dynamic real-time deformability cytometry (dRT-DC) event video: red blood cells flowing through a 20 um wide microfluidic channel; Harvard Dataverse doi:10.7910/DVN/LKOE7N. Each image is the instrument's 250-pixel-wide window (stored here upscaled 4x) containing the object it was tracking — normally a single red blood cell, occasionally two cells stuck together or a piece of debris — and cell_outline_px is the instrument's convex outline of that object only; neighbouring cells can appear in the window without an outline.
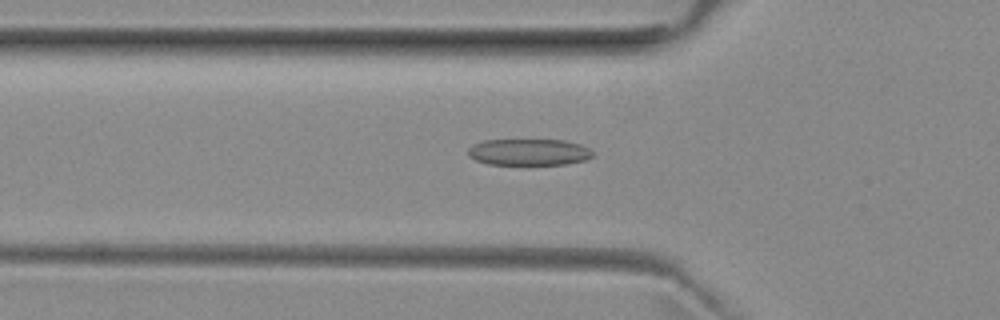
{"species": "common noctule bat (a hibernating species)", "species_latin": "Nyctalus noctula", "temperature_condition": "room temperature", "stored_images_in_passage": 39, "camera_frame_rate_fps": 3000, "um_per_image_px": 0.085, "animal": {"sex": "female", "body_mass_g": 29.2, "forearm_length_mm": 56.3}, "frame": {"image": 1, "passage_image": 5, "time_ms": 1.333, "image_size_px": [1000, 320], "cell_outline_px": [[592, 156], [584, 160], [568, 164], [488, 164], [476, 160], [468, 156], [468, 148], [472, 144], [484, 140], [564, 140], [580, 144], [588, 148], [592, 152]], "centroid_in_image_um": [44.92, 12.92], "position_along_channel_um": 80.9, "area_um2": 19.19}}
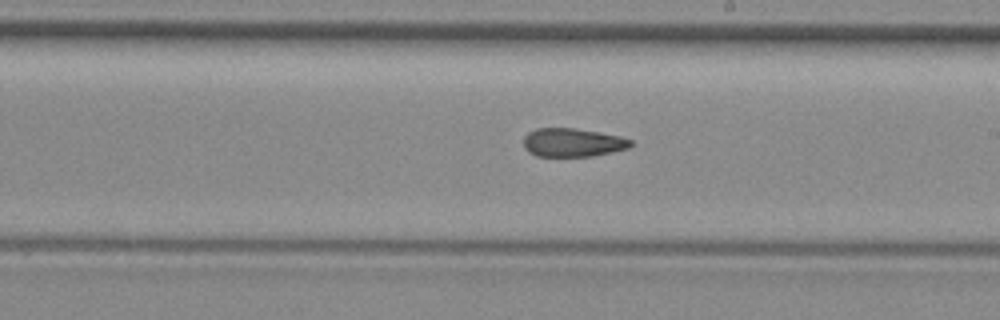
{"frame": {"image": 2, "passage_image": 17, "time_ms": 5.333, "image_size_px": [1000, 320], "cell_outline_px": [[636, 144], [632, 148], [592, 156], [536, 156], [528, 152], [524, 148], [524, 136], [528, 132], [536, 128], [572, 128], [600, 132], [620, 136], [632, 140]], "centroid_in_image_um": [48.72, 12.11], "position_along_channel_um": 240.3, "area_um2": 18.09}}
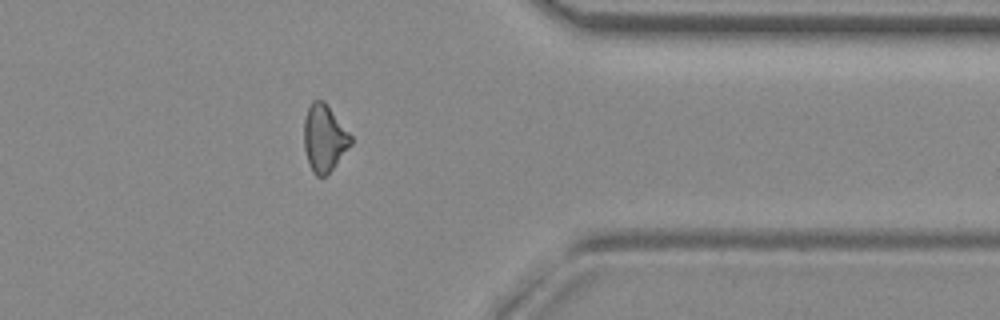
{"frame": {"image": 3, "passage_image": 29, "time_ms": 9.333, "image_size_px": [1000, 320], "cell_outline_px": [[352, 144], [332, 168], [324, 176], [316, 176], [312, 172], [308, 164], [304, 148], [304, 120], [308, 108], [312, 100], [324, 100], [352, 136]], "centroid_in_image_um": [27.55, 11.73], "position_along_channel_um": 383.9, "area_um2": 18.21}, "authors_computed_cell_mechanics": {"area_um2": 18.6116, "velocity_mm_per_s": 3.9787, "shape_relaxation_time_tau1_ms": null, "shape_relaxation_time_tau2_ms": 3.573, "deformation_change_tau1": null, "deformation_change_tau2": 0.1251}}